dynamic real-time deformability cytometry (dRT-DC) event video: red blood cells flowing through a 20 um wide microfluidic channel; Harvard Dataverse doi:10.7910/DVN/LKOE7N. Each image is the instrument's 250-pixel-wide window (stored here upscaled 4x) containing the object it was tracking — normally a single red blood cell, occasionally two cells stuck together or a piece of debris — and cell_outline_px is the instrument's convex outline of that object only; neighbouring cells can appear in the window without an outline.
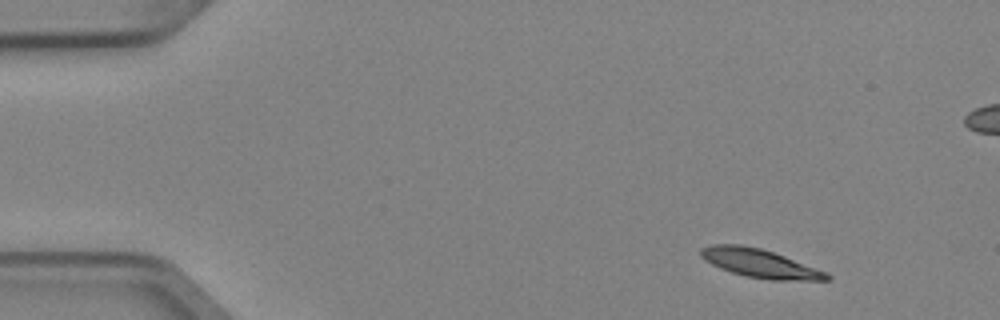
{"species": "Egyptian fruit bat (a non-hibernating species)", "species_latin": "Rousettus aegyptiacus", "temperature_condition": "cold", "stored_images_in_passage": 5, "camera_frame_rate_fps": 3000, "um_per_image_px": 0.085, "animal": {"sex": "female"}, "frame": {"image": 1, "passage_image": 1, "time_ms": 0.0, "image_size_px": [1000, 320], "cell_outline_px": [[832, 280], [772, 280], [744, 276], [720, 268], [704, 260], [700, 256], [700, 248], [712, 244], [740, 244], [760, 248], [784, 256], [824, 272], [832, 276]], "centroid_in_image_um": [64.52, 22.38], "position_along_channel_um": 20.5, "area_um2": 20.69}}
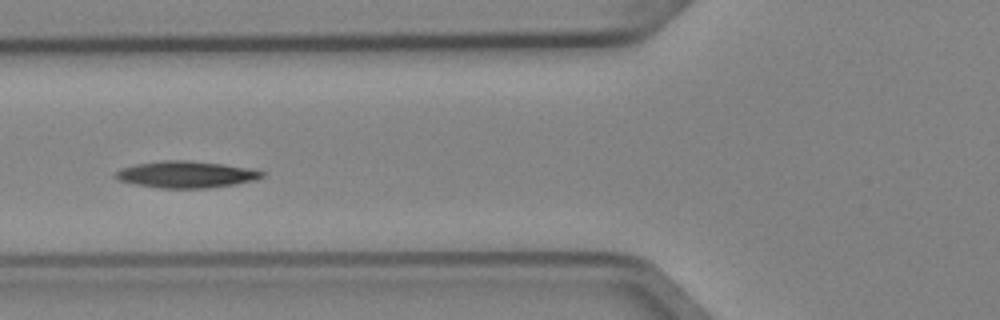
{"frame": {"image": 2, "passage_image": 5, "time_ms": 1.333, "image_size_px": [1000, 320], "cell_outline_px": [[264, 176], [256, 180], [236, 184], [208, 188], [160, 188], [136, 184], [120, 180], [116, 176], [116, 172], [120, 168], [136, 164], [160, 160], [188, 160], [220, 164], [248, 168], [264, 172]], "centroid_in_image_um": [15.83, 14.83], "position_along_channel_um": 110.0, "area_um2": 22.6}}